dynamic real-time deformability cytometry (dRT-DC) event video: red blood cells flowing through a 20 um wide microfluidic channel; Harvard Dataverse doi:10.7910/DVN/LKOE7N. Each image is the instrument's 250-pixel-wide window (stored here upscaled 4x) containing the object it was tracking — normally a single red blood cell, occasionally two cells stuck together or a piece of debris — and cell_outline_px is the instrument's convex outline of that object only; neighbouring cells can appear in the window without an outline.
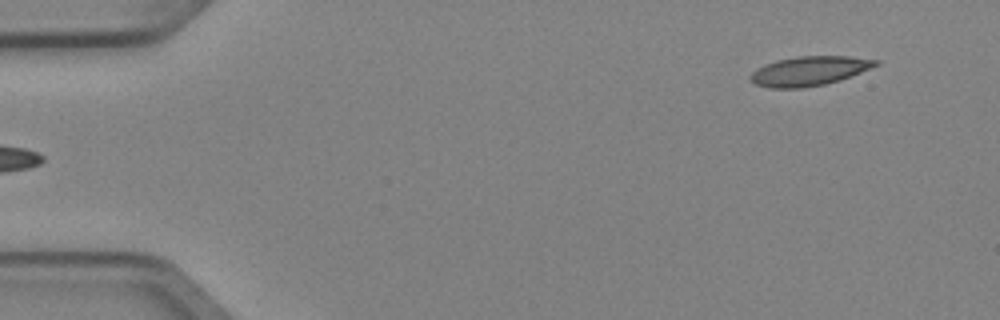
{"species": "Egyptian fruit bat (a non-hibernating species)", "species_latin": "Rousettus aegyptiacus", "temperature_condition": "cold", "stored_images_in_passage": 5, "segment_of_instrument_passage": [2, 2], "camera_frame_rate_fps": 3000, "um_per_image_px": 0.085, "animal": {"sex": "female"}, "frame": {"image": 1, "passage_image": 5, "time_ms": 1.333, "image_size_px": [1000, 320], "cell_outline_px": [[880, 64], [840, 80], [824, 84], [800, 88], [768, 88], [756, 84], [748, 76], [756, 68], [764, 64], [776, 60], [796, 56], [848, 56], [880, 60]], "centroid_in_image_um": [68.76, 6.02], "position_along_channel_um": 16.2, "area_um2": 21.44}}